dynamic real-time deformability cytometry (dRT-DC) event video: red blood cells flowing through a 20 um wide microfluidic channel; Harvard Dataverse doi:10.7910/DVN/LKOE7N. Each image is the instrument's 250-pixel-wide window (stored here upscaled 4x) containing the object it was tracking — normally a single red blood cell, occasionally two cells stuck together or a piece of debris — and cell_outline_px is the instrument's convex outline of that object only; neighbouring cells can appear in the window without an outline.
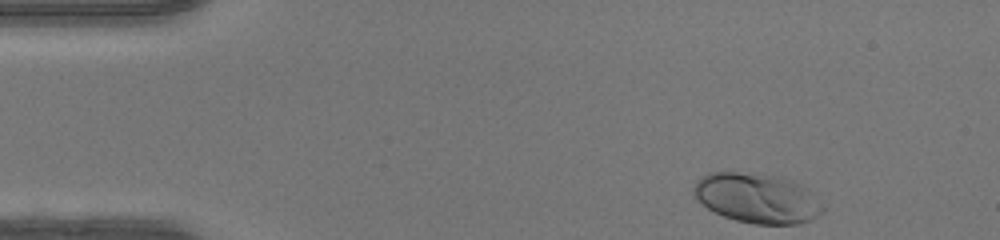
{"species": "human", "species_latin": "Homo sapiens", "temperature_condition": "warm", "stored_images_in_passage": 43, "camera_frame_rate_fps": 3000, "um_per_image_px": 0.085, "donor": {"sex": "female"}, "frame": {"image": 1, "passage_image": 1, "time_ms": 0.0, "image_size_px": [1000, 240], "cell_outline_px": [[824, 212], [812, 220], [800, 224], [756, 224], [736, 220], [724, 216], [708, 208], [696, 200], [692, 188], [708, 172], [736, 172], [772, 176], [796, 184], [824, 208]], "centroid_in_image_um": [64.27, 16.88], "position_along_channel_um": 20.7, "area_um2": 36.24}}
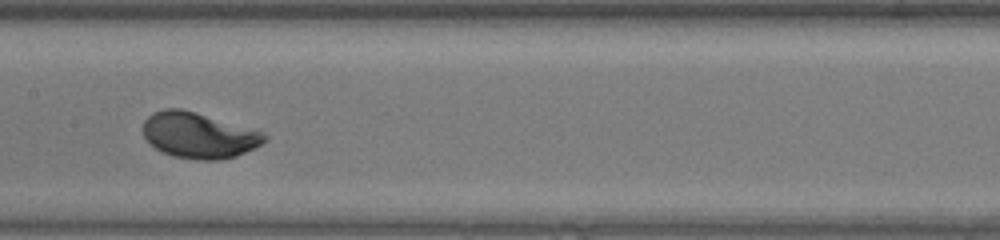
{"frame": {"image": 2, "passage_image": 19, "time_ms": 6.0, "image_size_px": [1000, 240], "cell_outline_px": [[268, 140], [236, 156], [220, 160], [196, 160], [172, 156], [160, 152], [144, 136], [144, 120], [152, 112], [164, 108], [180, 108], [196, 112], [264, 132], [268, 136]], "centroid_in_image_um": [16.89, 11.5], "position_along_channel_um": 190.5, "area_um2": 32.37}}
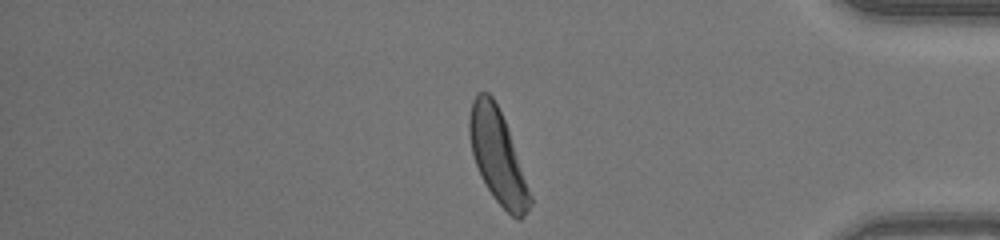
{"frame": {"image": 3, "passage_image": 35, "time_ms": 11.333, "image_size_px": [1000, 240], "cell_outline_px": [[532, 204], [528, 212], [520, 220], [516, 220], [492, 196], [480, 176], [472, 152], [468, 132], [468, 116], [472, 100], [476, 92], [488, 92], [492, 96], [508, 128], [532, 196]], "centroid_in_image_um": [42.29, 13.3], "position_along_channel_um": 392.9, "area_um2": 33.0}}